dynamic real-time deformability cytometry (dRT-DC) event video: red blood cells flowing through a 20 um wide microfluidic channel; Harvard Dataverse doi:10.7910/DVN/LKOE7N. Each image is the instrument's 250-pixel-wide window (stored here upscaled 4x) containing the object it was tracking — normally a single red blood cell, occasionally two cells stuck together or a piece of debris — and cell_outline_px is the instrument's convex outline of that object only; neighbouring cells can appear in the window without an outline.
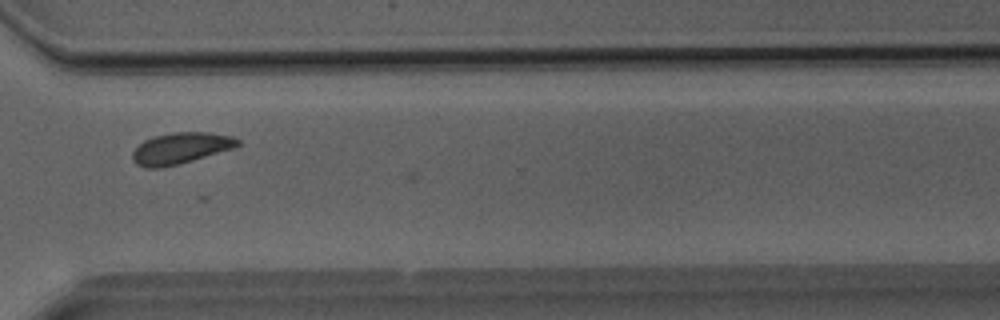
{"species": "Egyptian fruit bat (a non-hibernating species)", "species_latin": "Rousettus aegyptiacus", "temperature_condition": "room temperature", "stored_images_in_passage": 25, "camera_frame_rate_fps": 3000, "um_per_image_px": 0.085, "animal": {"sex": "male"}, "frame": {"image": 1, "passage_image": 22, "time_ms": 7.0, "image_size_px": [1000, 320], "cell_outline_px": [[240, 144], [236, 148], [192, 160], [160, 168], [144, 168], [136, 164], [132, 160], [132, 152], [144, 140], [152, 136], [172, 132], [208, 132], [232, 136], [240, 140]], "centroid_in_image_um": [15.36, 12.59], "position_along_channel_um": 355.2, "area_um2": 19.25}}